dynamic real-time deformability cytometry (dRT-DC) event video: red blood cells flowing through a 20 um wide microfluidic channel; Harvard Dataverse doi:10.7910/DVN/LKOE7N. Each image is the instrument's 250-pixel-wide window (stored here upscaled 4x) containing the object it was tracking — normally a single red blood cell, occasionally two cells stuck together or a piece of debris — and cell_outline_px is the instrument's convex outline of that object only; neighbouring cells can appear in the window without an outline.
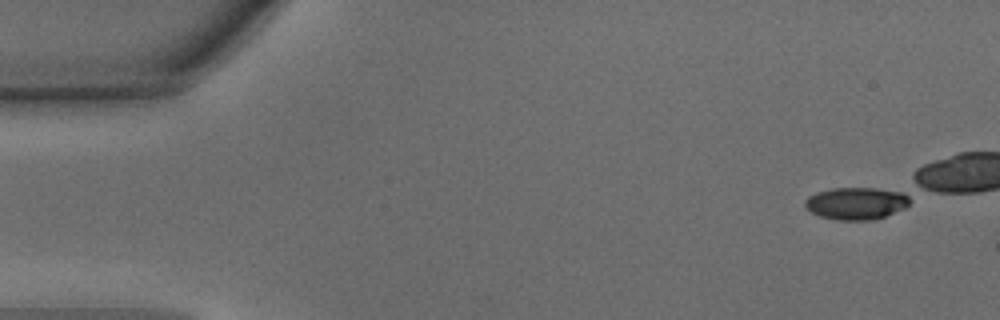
{"species": "common noctule bat (a hibernating species)", "species_latin": "Nyctalus noctula", "temperature_condition": "warm", "stored_images_in_passage": 1, "camera_frame_rate_fps": 3000, "um_per_image_px": 0.085, "animal": {"sex": "male", "body_mass_g": 15.6}, "frame": {"image": 1, "passage_image": 1, "time_ms": 0.0, "image_size_px": [1000, 320], "cell_outline_px": [[908, 204], [904, 208], [884, 216], [872, 220], [840, 220], [820, 216], [804, 208], [804, 200], [808, 196], [816, 192], [832, 188], [876, 188], [908, 192]], "centroid_in_image_um": [72.76, 17.27], "position_along_channel_um": 12.2, "area_um2": 19.77}}